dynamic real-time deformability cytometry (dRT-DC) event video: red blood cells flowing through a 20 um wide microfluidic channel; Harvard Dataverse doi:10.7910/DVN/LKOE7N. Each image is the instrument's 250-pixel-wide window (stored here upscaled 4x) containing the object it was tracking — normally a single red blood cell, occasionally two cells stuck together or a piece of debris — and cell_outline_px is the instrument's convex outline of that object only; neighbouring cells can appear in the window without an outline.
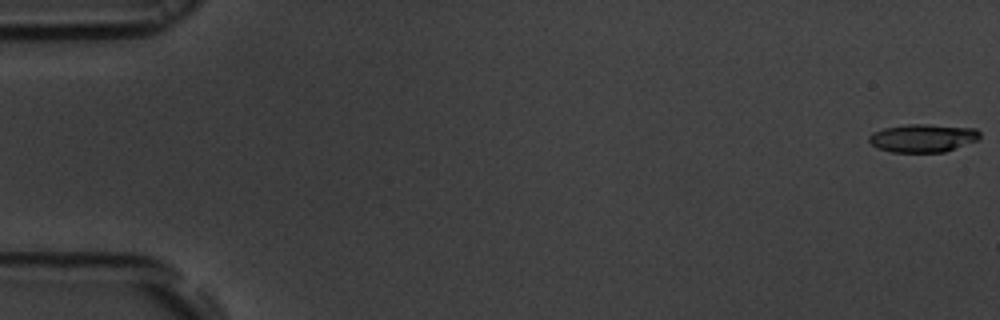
{"species": "common noctule bat (a hibernating species)", "species_latin": "Nyctalus noctula", "temperature_condition": "room temperature", "stored_images_in_passage": 55, "camera_frame_rate_fps": 3000, "um_per_image_px": 0.085, "animal": {"sex": "male", "body_mass_g": 19.5, "forearm_length_mm": 54.6}, "frame": {"image": 1, "passage_image": 1, "time_ms": 0.0, "image_size_px": [1000, 320], "cell_outline_px": [[980, 136], [976, 140], [944, 152], [892, 152], [876, 148], [868, 140], [868, 136], [872, 132], [884, 128], [908, 124], [928, 124], [976, 128], [980, 132]], "centroid_in_image_um": [78.41, 11.73], "position_along_channel_um": 6.6, "area_um2": 18.15}}
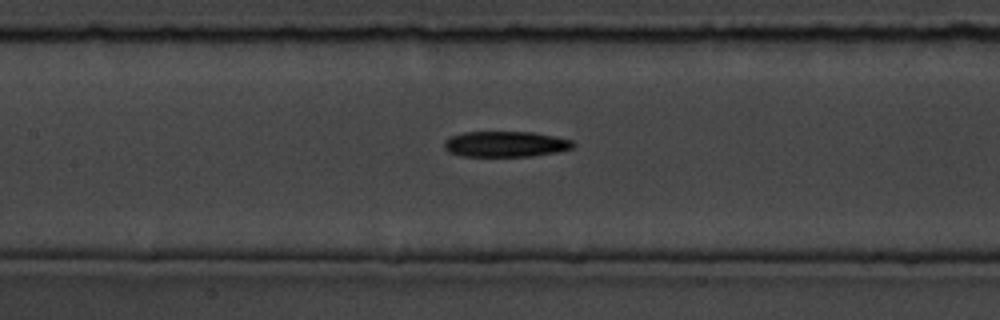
{"frame": {"image": 2, "passage_image": 26, "time_ms": 8.333, "image_size_px": [1000, 320], "cell_outline_px": [[576, 144], [572, 148], [556, 152], [532, 156], [460, 156], [448, 152], [444, 148], [444, 140], [448, 136], [464, 132], [532, 132], [572, 140]], "centroid_in_image_um": [42.91, 12.25], "position_along_channel_um": 164.5, "area_um2": 19.36}}
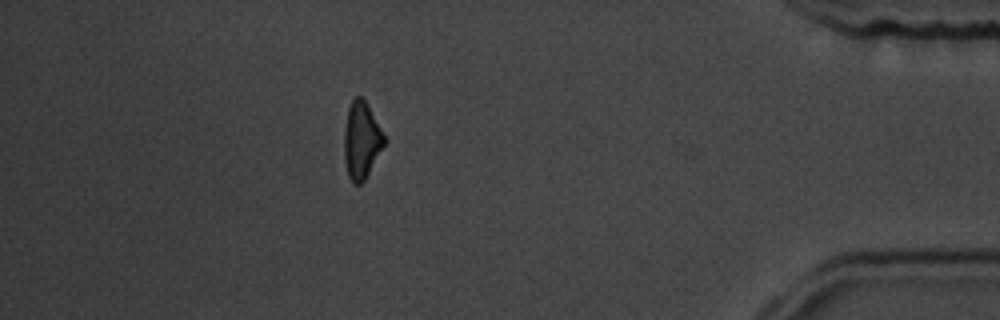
{"frame": {"image": 3, "passage_image": 49, "time_ms": 16.0, "image_size_px": [1000, 320], "cell_outline_px": [[388, 140], [364, 180], [360, 184], [352, 184], [348, 176], [344, 160], [344, 128], [348, 108], [352, 100], [356, 96], [360, 96], [364, 100]], "centroid_in_image_um": [30.72, 11.95], "position_along_channel_um": 404.5, "area_um2": 18.03}, "authors_computed_cell_mechanics": {"area_um2": 19.363, "velocity_mm_per_s": 3.7304, "shape_relaxation_time_tau1_ms": 6.85, "shape_relaxation_time_tau2_ms": null, "deformation_change_tau1": 0.1871, "deformation_change_tau2": null}}